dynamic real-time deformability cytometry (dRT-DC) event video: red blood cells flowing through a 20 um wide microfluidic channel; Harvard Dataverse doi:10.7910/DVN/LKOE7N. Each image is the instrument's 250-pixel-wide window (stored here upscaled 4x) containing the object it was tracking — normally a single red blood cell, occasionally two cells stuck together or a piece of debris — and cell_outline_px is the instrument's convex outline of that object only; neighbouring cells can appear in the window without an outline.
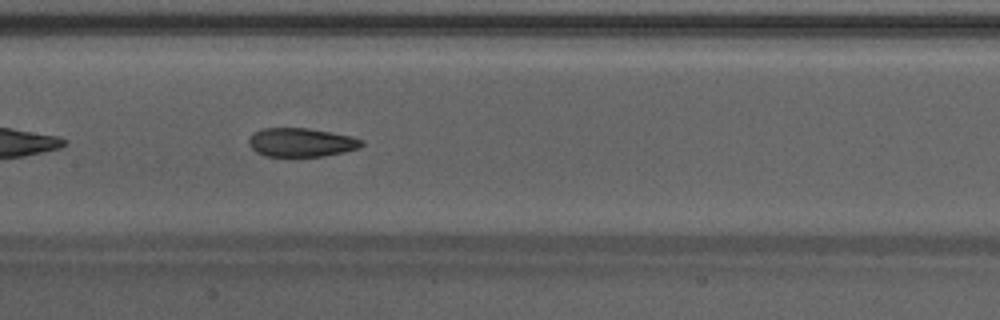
{"species": "Egyptian fruit bat (a non-hibernating species)", "species_latin": "Rousettus aegyptiacus", "temperature_condition": "warm", "stored_images_in_passage": 34, "camera_frame_rate_fps": 3000, "um_per_image_px": 0.085, "animal": {"sex": "male"}, "frame": {"image": 1, "passage_image": 10, "time_ms": 3.0, "image_size_px": [1000, 320], "cell_outline_px": [[364, 144], [360, 148], [344, 152], [324, 156], [264, 156], [256, 152], [248, 144], [248, 140], [256, 132], [264, 128], [308, 128], [332, 132], [352, 136], [364, 140]], "centroid_in_image_um": [25.65, 12.1], "position_along_channel_um": 181.7, "area_um2": 18.96}, "authors_computed_cell_mechanics": {"area_um2": 19.6809, "velocity_mm_per_s": 4.2534, "shape_relaxation_time_tau1_ms": null, "shape_relaxation_time_tau2_ms": 2.312, "deformation_change_tau1": null, "deformation_change_tau2": 0.0814}}